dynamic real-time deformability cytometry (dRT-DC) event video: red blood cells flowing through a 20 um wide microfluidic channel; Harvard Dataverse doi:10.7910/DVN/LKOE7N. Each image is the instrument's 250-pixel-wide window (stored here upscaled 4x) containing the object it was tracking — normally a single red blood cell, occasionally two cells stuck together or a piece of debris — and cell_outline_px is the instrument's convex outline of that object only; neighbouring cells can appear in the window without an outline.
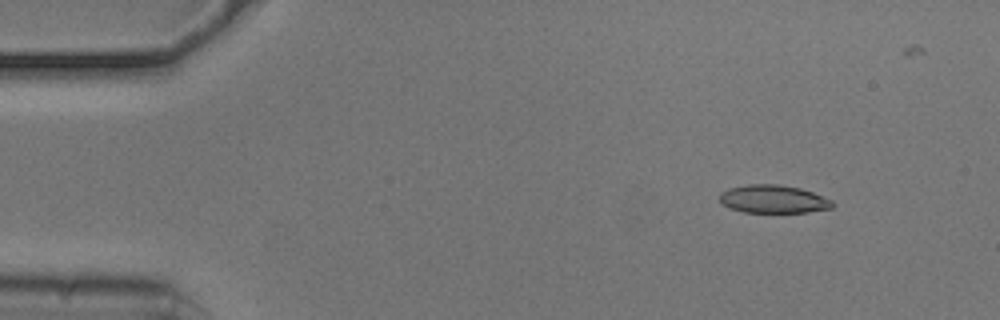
{"species": "common noctule bat (a hibernating species)", "species_latin": "Nyctalus noctula", "temperature_condition": "cold", "stored_images_in_passage": 45, "camera_frame_rate_fps": 3000, "um_per_image_px": 0.085, "animal": {"sex": "male", "body_mass_g": 20.5, "forearm_length_mm": 52.5}, "frame": {"image": 1, "passage_image": 3, "time_ms": 0.667, "image_size_px": [1000, 320], "cell_outline_px": [[836, 204], [832, 208], [808, 212], [744, 212], [728, 208], [720, 204], [720, 192], [728, 188], [748, 184], [776, 184], [800, 188], [812, 192], [832, 200]], "centroid_in_image_um": [65.71, 16.92], "position_along_channel_um": 19.3, "area_um2": 18.61}}
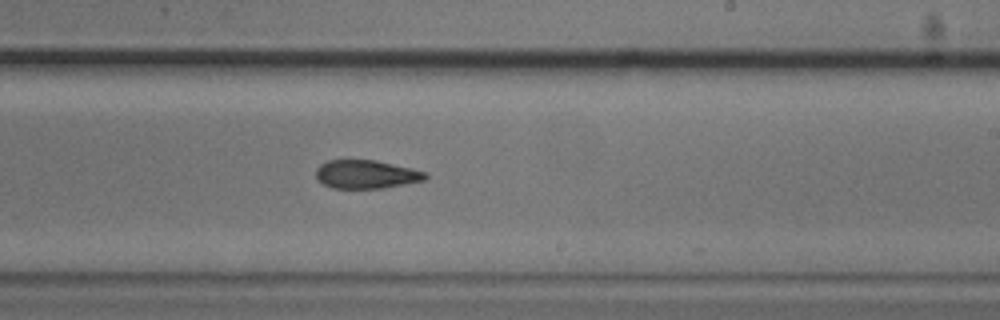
{"frame": {"image": 2, "passage_image": 29, "time_ms": 9.333, "image_size_px": [1000, 320], "cell_outline_px": [[428, 176], [424, 180], [384, 188], [332, 188], [324, 184], [316, 176], [316, 168], [320, 164], [328, 160], [376, 160], [424, 172]], "centroid_in_image_um": [31.08, 14.82], "position_along_channel_um": 257.9, "area_um2": 17.86}}
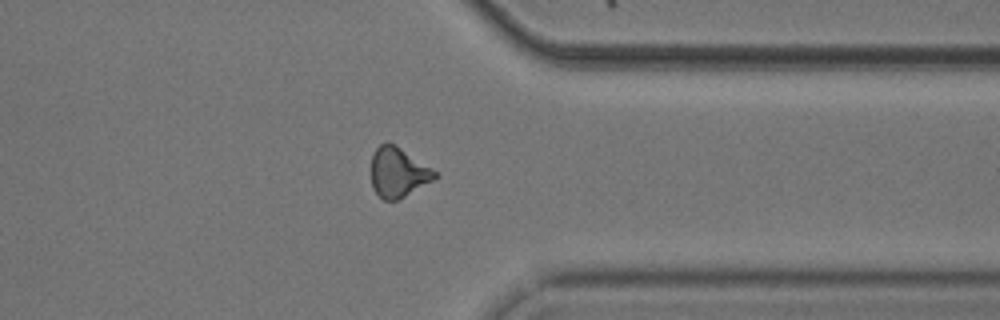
{"frame": {"image": 3, "passage_image": 39, "time_ms": 12.667, "image_size_px": [1000, 320], "cell_outline_px": [[440, 176], [404, 196], [396, 200], [384, 200], [372, 188], [372, 152], [380, 144], [388, 140], [440, 172]], "centroid_in_image_um": [33.87, 14.61], "position_along_channel_um": 377.5, "area_um2": 18.61}}